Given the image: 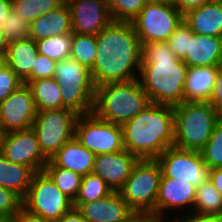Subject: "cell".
Returning <instances> with one entry per match:
<instances>
[{"mask_svg": "<svg viewBox=\"0 0 222 222\" xmlns=\"http://www.w3.org/2000/svg\"><path fill=\"white\" fill-rule=\"evenodd\" d=\"M97 55L90 70L95 87L139 76L142 46L129 21L112 20L96 35Z\"/></svg>", "mask_w": 222, "mask_h": 222, "instance_id": "cell-1", "label": "cell"}, {"mask_svg": "<svg viewBox=\"0 0 222 222\" xmlns=\"http://www.w3.org/2000/svg\"><path fill=\"white\" fill-rule=\"evenodd\" d=\"M187 69L167 42L142 45L138 79L150 102L171 107L182 104Z\"/></svg>", "mask_w": 222, "mask_h": 222, "instance_id": "cell-2", "label": "cell"}, {"mask_svg": "<svg viewBox=\"0 0 222 222\" xmlns=\"http://www.w3.org/2000/svg\"><path fill=\"white\" fill-rule=\"evenodd\" d=\"M122 129L124 149L138 159H157L174 146V109L151 102Z\"/></svg>", "mask_w": 222, "mask_h": 222, "instance_id": "cell-3", "label": "cell"}, {"mask_svg": "<svg viewBox=\"0 0 222 222\" xmlns=\"http://www.w3.org/2000/svg\"><path fill=\"white\" fill-rule=\"evenodd\" d=\"M150 103L138 78L108 82L95 89L93 113L99 119L122 126Z\"/></svg>", "mask_w": 222, "mask_h": 222, "instance_id": "cell-4", "label": "cell"}, {"mask_svg": "<svg viewBox=\"0 0 222 222\" xmlns=\"http://www.w3.org/2000/svg\"><path fill=\"white\" fill-rule=\"evenodd\" d=\"M174 146L184 150L200 151L220 121L209 102H189L173 107Z\"/></svg>", "mask_w": 222, "mask_h": 222, "instance_id": "cell-5", "label": "cell"}, {"mask_svg": "<svg viewBox=\"0 0 222 222\" xmlns=\"http://www.w3.org/2000/svg\"><path fill=\"white\" fill-rule=\"evenodd\" d=\"M161 176L157 159H138L130 176L118 190L135 214L149 215L153 222H156V200Z\"/></svg>", "mask_w": 222, "mask_h": 222, "instance_id": "cell-6", "label": "cell"}, {"mask_svg": "<svg viewBox=\"0 0 222 222\" xmlns=\"http://www.w3.org/2000/svg\"><path fill=\"white\" fill-rule=\"evenodd\" d=\"M61 88L62 108L78 115L93 113L95 85L91 71L69 57L57 61L53 76Z\"/></svg>", "mask_w": 222, "mask_h": 222, "instance_id": "cell-7", "label": "cell"}, {"mask_svg": "<svg viewBox=\"0 0 222 222\" xmlns=\"http://www.w3.org/2000/svg\"><path fill=\"white\" fill-rule=\"evenodd\" d=\"M22 206L46 220L57 221L74 207L73 201L62 193L44 171L35 172Z\"/></svg>", "mask_w": 222, "mask_h": 222, "instance_id": "cell-8", "label": "cell"}, {"mask_svg": "<svg viewBox=\"0 0 222 222\" xmlns=\"http://www.w3.org/2000/svg\"><path fill=\"white\" fill-rule=\"evenodd\" d=\"M130 22L142 46L149 42H167L183 22V14L177 7L148 1Z\"/></svg>", "mask_w": 222, "mask_h": 222, "instance_id": "cell-9", "label": "cell"}, {"mask_svg": "<svg viewBox=\"0 0 222 222\" xmlns=\"http://www.w3.org/2000/svg\"><path fill=\"white\" fill-rule=\"evenodd\" d=\"M78 114L68 108L37 111L32 128L40 149L49 160L67 141L74 137Z\"/></svg>", "mask_w": 222, "mask_h": 222, "instance_id": "cell-10", "label": "cell"}, {"mask_svg": "<svg viewBox=\"0 0 222 222\" xmlns=\"http://www.w3.org/2000/svg\"><path fill=\"white\" fill-rule=\"evenodd\" d=\"M74 137L95 155L124 150L122 126L99 119L94 113L78 115Z\"/></svg>", "mask_w": 222, "mask_h": 222, "instance_id": "cell-11", "label": "cell"}, {"mask_svg": "<svg viewBox=\"0 0 222 222\" xmlns=\"http://www.w3.org/2000/svg\"><path fill=\"white\" fill-rule=\"evenodd\" d=\"M162 176L186 181L196 188L210 178V168L204 163L200 151L168 147L157 158Z\"/></svg>", "mask_w": 222, "mask_h": 222, "instance_id": "cell-12", "label": "cell"}, {"mask_svg": "<svg viewBox=\"0 0 222 222\" xmlns=\"http://www.w3.org/2000/svg\"><path fill=\"white\" fill-rule=\"evenodd\" d=\"M1 154L13 163L30 167L34 172L42 171L49 161L42 153L32 127L4 133Z\"/></svg>", "mask_w": 222, "mask_h": 222, "instance_id": "cell-13", "label": "cell"}, {"mask_svg": "<svg viewBox=\"0 0 222 222\" xmlns=\"http://www.w3.org/2000/svg\"><path fill=\"white\" fill-rule=\"evenodd\" d=\"M36 115L31 90L25 83L0 102V128L3 133L32 127Z\"/></svg>", "mask_w": 222, "mask_h": 222, "instance_id": "cell-14", "label": "cell"}, {"mask_svg": "<svg viewBox=\"0 0 222 222\" xmlns=\"http://www.w3.org/2000/svg\"><path fill=\"white\" fill-rule=\"evenodd\" d=\"M72 33L97 35L113 19L106 0H69Z\"/></svg>", "mask_w": 222, "mask_h": 222, "instance_id": "cell-15", "label": "cell"}, {"mask_svg": "<svg viewBox=\"0 0 222 222\" xmlns=\"http://www.w3.org/2000/svg\"><path fill=\"white\" fill-rule=\"evenodd\" d=\"M195 192L196 187L186 181L161 177L156 200V222H165L168 219L167 210L170 213L171 210L178 209L185 214L193 212Z\"/></svg>", "mask_w": 222, "mask_h": 222, "instance_id": "cell-16", "label": "cell"}, {"mask_svg": "<svg viewBox=\"0 0 222 222\" xmlns=\"http://www.w3.org/2000/svg\"><path fill=\"white\" fill-rule=\"evenodd\" d=\"M87 222H126L135 213L118 191L87 203H73Z\"/></svg>", "mask_w": 222, "mask_h": 222, "instance_id": "cell-17", "label": "cell"}, {"mask_svg": "<svg viewBox=\"0 0 222 222\" xmlns=\"http://www.w3.org/2000/svg\"><path fill=\"white\" fill-rule=\"evenodd\" d=\"M138 158L126 149L95 156L93 173L101 177L113 191H118L131 174Z\"/></svg>", "mask_w": 222, "mask_h": 222, "instance_id": "cell-18", "label": "cell"}, {"mask_svg": "<svg viewBox=\"0 0 222 222\" xmlns=\"http://www.w3.org/2000/svg\"><path fill=\"white\" fill-rule=\"evenodd\" d=\"M95 156L73 137L49 159L45 167H61L85 176L93 173Z\"/></svg>", "mask_w": 222, "mask_h": 222, "instance_id": "cell-19", "label": "cell"}, {"mask_svg": "<svg viewBox=\"0 0 222 222\" xmlns=\"http://www.w3.org/2000/svg\"><path fill=\"white\" fill-rule=\"evenodd\" d=\"M183 21L195 34L222 37V0H211L188 10Z\"/></svg>", "mask_w": 222, "mask_h": 222, "instance_id": "cell-20", "label": "cell"}, {"mask_svg": "<svg viewBox=\"0 0 222 222\" xmlns=\"http://www.w3.org/2000/svg\"><path fill=\"white\" fill-rule=\"evenodd\" d=\"M187 67L222 65V37L193 34L188 52L182 58Z\"/></svg>", "mask_w": 222, "mask_h": 222, "instance_id": "cell-21", "label": "cell"}, {"mask_svg": "<svg viewBox=\"0 0 222 222\" xmlns=\"http://www.w3.org/2000/svg\"><path fill=\"white\" fill-rule=\"evenodd\" d=\"M65 34H72V20L67 3H62L30 24V38L34 41Z\"/></svg>", "mask_w": 222, "mask_h": 222, "instance_id": "cell-22", "label": "cell"}, {"mask_svg": "<svg viewBox=\"0 0 222 222\" xmlns=\"http://www.w3.org/2000/svg\"><path fill=\"white\" fill-rule=\"evenodd\" d=\"M218 66L188 67L183 88L184 101L209 102Z\"/></svg>", "mask_w": 222, "mask_h": 222, "instance_id": "cell-23", "label": "cell"}, {"mask_svg": "<svg viewBox=\"0 0 222 222\" xmlns=\"http://www.w3.org/2000/svg\"><path fill=\"white\" fill-rule=\"evenodd\" d=\"M38 54L36 41L32 38L8 43L7 65L24 83L32 81V69Z\"/></svg>", "mask_w": 222, "mask_h": 222, "instance_id": "cell-24", "label": "cell"}, {"mask_svg": "<svg viewBox=\"0 0 222 222\" xmlns=\"http://www.w3.org/2000/svg\"><path fill=\"white\" fill-rule=\"evenodd\" d=\"M34 174L30 167L13 163L0 153V186L13 191L22 200L27 195Z\"/></svg>", "mask_w": 222, "mask_h": 222, "instance_id": "cell-25", "label": "cell"}, {"mask_svg": "<svg viewBox=\"0 0 222 222\" xmlns=\"http://www.w3.org/2000/svg\"><path fill=\"white\" fill-rule=\"evenodd\" d=\"M37 111L62 108L61 88L53 77L28 81Z\"/></svg>", "mask_w": 222, "mask_h": 222, "instance_id": "cell-26", "label": "cell"}, {"mask_svg": "<svg viewBox=\"0 0 222 222\" xmlns=\"http://www.w3.org/2000/svg\"><path fill=\"white\" fill-rule=\"evenodd\" d=\"M195 193L193 212L222 215V196L210 180L198 186Z\"/></svg>", "mask_w": 222, "mask_h": 222, "instance_id": "cell-27", "label": "cell"}, {"mask_svg": "<svg viewBox=\"0 0 222 222\" xmlns=\"http://www.w3.org/2000/svg\"><path fill=\"white\" fill-rule=\"evenodd\" d=\"M96 55V35L72 33L71 58L91 70L94 67Z\"/></svg>", "mask_w": 222, "mask_h": 222, "instance_id": "cell-28", "label": "cell"}, {"mask_svg": "<svg viewBox=\"0 0 222 222\" xmlns=\"http://www.w3.org/2000/svg\"><path fill=\"white\" fill-rule=\"evenodd\" d=\"M62 3L61 0H12V8L17 16L31 24L34 20L56 9Z\"/></svg>", "mask_w": 222, "mask_h": 222, "instance_id": "cell-29", "label": "cell"}, {"mask_svg": "<svg viewBox=\"0 0 222 222\" xmlns=\"http://www.w3.org/2000/svg\"><path fill=\"white\" fill-rule=\"evenodd\" d=\"M43 170L50 176L62 193L74 202L79 193L82 176L61 167H44Z\"/></svg>", "mask_w": 222, "mask_h": 222, "instance_id": "cell-30", "label": "cell"}, {"mask_svg": "<svg viewBox=\"0 0 222 222\" xmlns=\"http://www.w3.org/2000/svg\"><path fill=\"white\" fill-rule=\"evenodd\" d=\"M113 189L98 175L82 176L79 193L73 203H87L108 196Z\"/></svg>", "mask_w": 222, "mask_h": 222, "instance_id": "cell-31", "label": "cell"}, {"mask_svg": "<svg viewBox=\"0 0 222 222\" xmlns=\"http://www.w3.org/2000/svg\"><path fill=\"white\" fill-rule=\"evenodd\" d=\"M72 34L53 36L36 41L38 53L57 61L70 57Z\"/></svg>", "mask_w": 222, "mask_h": 222, "instance_id": "cell-32", "label": "cell"}, {"mask_svg": "<svg viewBox=\"0 0 222 222\" xmlns=\"http://www.w3.org/2000/svg\"><path fill=\"white\" fill-rule=\"evenodd\" d=\"M200 153L204 163L210 169L222 167V118L216 124L209 141Z\"/></svg>", "mask_w": 222, "mask_h": 222, "instance_id": "cell-33", "label": "cell"}, {"mask_svg": "<svg viewBox=\"0 0 222 222\" xmlns=\"http://www.w3.org/2000/svg\"><path fill=\"white\" fill-rule=\"evenodd\" d=\"M110 15L114 21L133 20L148 0H106Z\"/></svg>", "mask_w": 222, "mask_h": 222, "instance_id": "cell-34", "label": "cell"}, {"mask_svg": "<svg viewBox=\"0 0 222 222\" xmlns=\"http://www.w3.org/2000/svg\"><path fill=\"white\" fill-rule=\"evenodd\" d=\"M1 29L7 43L30 38V23L17 16L13 8L8 13V16L5 17Z\"/></svg>", "mask_w": 222, "mask_h": 222, "instance_id": "cell-35", "label": "cell"}, {"mask_svg": "<svg viewBox=\"0 0 222 222\" xmlns=\"http://www.w3.org/2000/svg\"><path fill=\"white\" fill-rule=\"evenodd\" d=\"M193 32L183 21L168 39L171 50L178 58H183L188 52L189 39H192Z\"/></svg>", "mask_w": 222, "mask_h": 222, "instance_id": "cell-36", "label": "cell"}, {"mask_svg": "<svg viewBox=\"0 0 222 222\" xmlns=\"http://www.w3.org/2000/svg\"><path fill=\"white\" fill-rule=\"evenodd\" d=\"M22 207V199L13 191L0 186V216L13 217Z\"/></svg>", "mask_w": 222, "mask_h": 222, "instance_id": "cell-37", "label": "cell"}, {"mask_svg": "<svg viewBox=\"0 0 222 222\" xmlns=\"http://www.w3.org/2000/svg\"><path fill=\"white\" fill-rule=\"evenodd\" d=\"M24 82L6 65L0 70V102L17 90Z\"/></svg>", "mask_w": 222, "mask_h": 222, "instance_id": "cell-38", "label": "cell"}, {"mask_svg": "<svg viewBox=\"0 0 222 222\" xmlns=\"http://www.w3.org/2000/svg\"><path fill=\"white\" fill-rule=\"evenodd\" d=\"M56 61L38 54L32 69V81L51 78L55 73Z\"/></svg>", "mask_w": 222, "mask_h": 222, "instance_id": "cell-39", "label": "cell"}, {"mask_svg": "<svg viewBox=\"0 0 222 222\" xmlns=\"http://www.w3.org/2000/svg\"><path fill=\"white\" fill-rule=\"evenodd\" d=\"M183 214V215H181ZM177 217V218H175ZM166 222H222L221 214H199L195 212L181 213Z\"/></svg>", "mask_w": 222, "mask_h": 222, "instance_id": "cell-40", "label": "cell"}, {"mask_svg": "<svg viewBox=\"0 0 222 222\" xmlns=\"http://www.w3.org/2000/svg\"><path fill=\"white\" fill-rule=\"evenodd\" d=\"M209 103L222 118V65L218 66L217 77Z\"/></svg>", "mask_w": 222, "mask_h": 222, "instance_id": "cell-41", "label": "cell"}, {"mask_svg": "<svg viewBox=\"0 0 222 222\" xmlns=\"http://www.w3.org/2000/svg\"><path fill=\"white\" fill-rule=\"evenodd\" d=\"M13 222H53V221L46 220L39 215L33 214L22 206L19 209V211L13 216Z\"/></svg>", "mask_w": 222, "mask_h": 222, "instance_id": "cell-42", "label": "cell"}, {"mask_svg": "<svg viewBox=\"0 0 222 222\" xmlns=\"http://www.w3.org/2000/svg\"><path fill=\"white\" fill-rule=\"evenodd\" d=\"M209 1L211 0H177L176 7L182 14H185L188 10L200 7Z\"/></svg>", "mask_w": 222, "mask_h": 222, "instance_id": "cell-43", "label": "cell"}, {"mask_svg": "<svg viewBox=\"0 0 222 222\" xmlns=\"http://www.w3.org/2000/svg\"><path fill=\"white\" fill-rule=\"evenodd\" d=\"M55 222H87L82 216L81 212L73 207L66 214H64L59 220Z\"/></svg>", "mask_w": 222, "mask_h": 222, "instance_id": "cell-44", "label": "cell"}, {"mask_svg": "<svg viewBox=\"0 0 222 222\" xmlns=\"http://www.w3.org/2000/svg\"><path fill=\"white\" fill-rule=\"evenodd\" d=\"M209 180L222 196V167L211 169Z\"/></svg>", "mask_w": 222, "mask_h": 222, "instance_id": "cell-45", "label": "cell"}, {"mask_svg": "<svg viewBox=\"0 0 222 222\" xmlns=\"http://www.w3.org/2000/svg\"><path fill=\"white\" fill-rule=\"evenodd\" d=\"M12 9V0H0V28L3 26L5 17Z\"/></svg>", "mask_w": 222, "mask_h": 222, "instance_id": "cell-46", "label": "cell"}, {"mask_svg": "<svg viewBox=\"0 0 222 222\" xmlns=\"http://www.w3.org/2000/svg\"><path fill=\"white\" fill-rule=\"evenodd\" d=\"M126 222H153L151 216L146 214H134Z\"/></svg>", "mask_w": 222, "mask_h": 222, "instance_id": "cell-47", "label": "cell"}, {"mask_svg": "<svg viewBox=\"0 0 222 222\" xmlns=\"http://www.w3.org/2000/svg\"><path fill=\"white\" fill-rule=\"evenodd\" d=\"M7 47H8V43L5 39V35L2 32V29L0 28V54H6Z\"/></svg>", "mask_w": 222, "mask_h": 222, "instance_id": "cell-48", "label": "cell"}, {"mask_svg": "<svg viewBox=\"0 0 222 222\" xmlns=\"http://www.w3.org/2000/svg\"><path fill=\"white\" fill-rule=\"evenodd\" d=\"M153 3L167 4L176 7L177 0H148Z\"/></svg>", "mask_w": 222, "mask_h": 222, "instance_id": "cell-49", "label": "cell"}, {"mask_svg": "<svg viewBox=\"0 0 222 222\" xmlns=\"http://www.w3.org/2000/svg\"><path fill=\"white\" fill-rule=\"evenodd\" d=\"M7 65L6 54H0V70Z\"/></svg>", "mask_w": 222, "mask_h": 222, "instance_id": "cell-50", "label": "cell"}, {"mask_svg": "<svg viewBox=\"0 0 222 222\" xmlns=\"http://www.w3.org/2000/svg\"><path fill=\"white\" fill-rule=\"evenodd\" d=\"M0 222H13V217L0 216Z\"/></svg>", "mask_w": 222, "mask_h": 222, "instance_id": "cell-51", "label": "cell"}, {"mask_svg": "<svg viewBox=\"0 0 222 222\" xmlns=\"http://www.w3.org/2000/svg\"><path fill=\"white\" fill-rule=\"evenodd\" d=\"M3 131L0 128V153H1V141H2V137H3Z\"/></svg>", "mask_w": 222, "mask_h": 222, "instance_id": "cell-52", "label": "cell"}, {"mask_svg": "<svg viewBox=\"0 0 222 222\" xmlns=\"http://www.w3.org/2000/svg\"><path fill=\"white\" fill-rule=\"evenodd\" d=\"M63 3H67L69 0H61Z\"/></svg>", "mask_w": 222, "mask_h": 222, "instance_id": "cell-53", "label": "cell"}]
</instances>
